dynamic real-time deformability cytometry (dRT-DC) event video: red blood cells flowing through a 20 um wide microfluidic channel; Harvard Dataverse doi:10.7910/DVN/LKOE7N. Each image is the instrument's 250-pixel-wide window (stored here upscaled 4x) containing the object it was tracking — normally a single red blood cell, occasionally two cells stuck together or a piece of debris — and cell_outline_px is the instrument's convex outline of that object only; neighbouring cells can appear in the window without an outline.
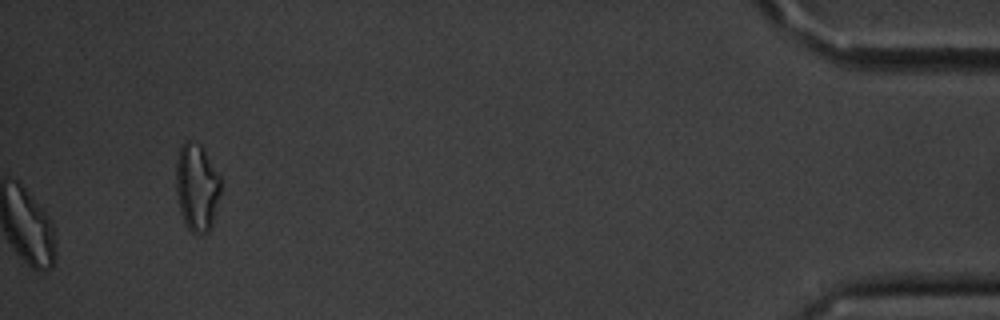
{"species": "common noctule bat (a hibernating species)", "species_latin": "Nyctalus noctula", "temperature_condition": "cold", "stored_images_in_passage": 45, "camera_frame_rate_fps": 3000, "um_per_image_px": 0.085, "animal": {"sex": "male", "body_mass_g": 20.1, "forearm_length_mm": 53.5}, "frame": {"image": 1, "passage_image": 45, "time_ms": 14.667, "image_size_px": [1000, 320], "cell_outline_px": [[220, 192], [212, 224], [208, 232], [192, 232], [184, 224], [180, 212], [176, 192], [176, 160], [180, 144], [184, 140], [192, 140], [200, 144], [220, 176]], "centroid_in_image_um": [16.7, 15.87], "position_along_channel_um": 418.5, "area_um2": 22.83}, "authors_computed_cell_mechanics": {"area_um2": 17.9758, "velocity_mm_per_s": 3.5972, "shape_relaxation_time_tau1_ms": 3.3573, "shape_relaxation_time_tau2_ms": 5.9186, "deformation_change_tau1": 0.089, "deformation_change_tau2": 0.1166}}